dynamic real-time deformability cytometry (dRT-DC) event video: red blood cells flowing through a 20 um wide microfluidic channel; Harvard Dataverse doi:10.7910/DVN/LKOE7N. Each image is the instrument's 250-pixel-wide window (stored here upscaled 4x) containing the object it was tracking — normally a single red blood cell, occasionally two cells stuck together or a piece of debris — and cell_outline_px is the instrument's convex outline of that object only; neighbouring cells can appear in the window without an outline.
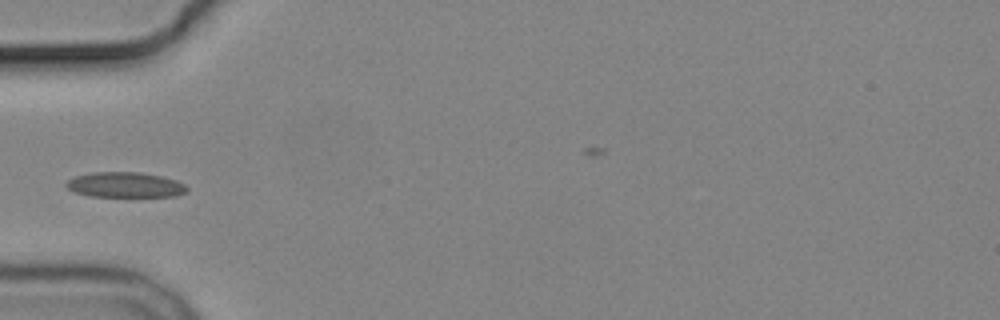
{"species": "common noctule bat (a hibernating species)", "species_latin": "Nyctalus noctula", "temperature_condition": "cold", "stored_images_in_passage": 3, "camera_frame_rate_fps": 3000, "um_per_image_px": 0.085, "animal": {"sex": "male", "body_mass_g": 19.2, "forearm_length_mm": 51.8}, "frame": {"image": 1, "passage_image": 2, "time_ms": 1.333, "image_size_px": [1000, 320], "cell_outline_px": [[188, 188], [184, 192], [176, 196], [92, 196], [76, 192], [68, 188], [64, 184], [68, 180], [76, 176], [92, 172], [140, 172], [160, 176], [176, 180], [184, 184]], "centroid_in_image_um": [10.63, 15.7], "position_along_channel_um": 74.4, "area_um2": 17.51}}